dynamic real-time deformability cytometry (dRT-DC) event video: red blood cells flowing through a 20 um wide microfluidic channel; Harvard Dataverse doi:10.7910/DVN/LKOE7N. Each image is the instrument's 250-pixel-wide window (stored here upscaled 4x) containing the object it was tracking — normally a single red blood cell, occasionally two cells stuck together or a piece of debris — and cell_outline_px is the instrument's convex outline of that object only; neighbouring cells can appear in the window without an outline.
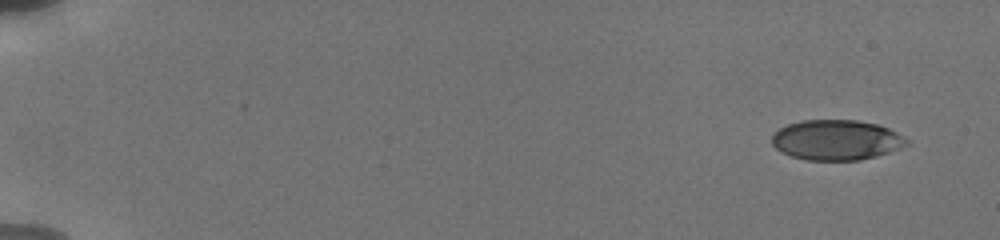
{"species": "human", "species_latin": "Homo sapiens", "temperature_condition": "cold", "stored_images_in_passage": 12, "camera_frame_rate_fps": 3000, "um_per_image_px": 0.085, "donor": {"sex": "male"}, "frame": {"image": 1, "passage_image": 1, "time_ms": 0.0, "image_size_px": [1000, 240], "cell_outline_px": [[912, 144], [876, 156], [860, 160], [808, 160], [792, 156], [776, 148], [772, 144], [772, 136], [780, 128], [788, 124], [800, 120], [856, 120], [876, 124], [888, 128], [904, 136]], "centroid_in_image_um": [71.12, 11.89], "position_along_channel_um": 13.9, "area_um2": 31.5}}
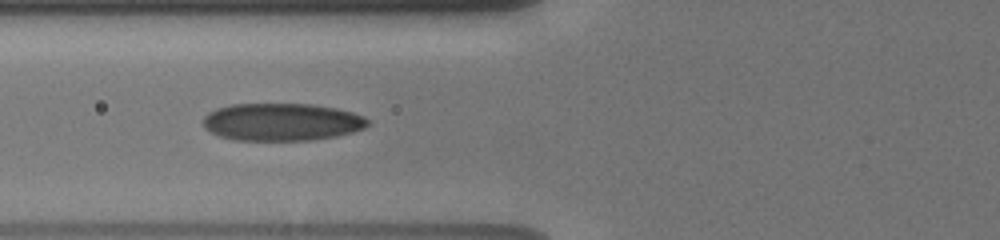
{"frame": {"image": 2, "passage_image": 10, "time_ms": 6.667, "image_size_px": [1000, 240], "cell_outline_px": [[368, 124], [364, 128], [352, 132], [336, 136], [312, 140], [232, 140], [220, 136], [204, 128], [204, 116], [208, 112], [216, 108], [232, 104], [312, 104], [336, 108], [352, 112], [364, 116], [368, 120]], "centroid_in_image_um": [23.94, 10.36], "position_along_channel_um": 101.9, "area_um2": 36.07}}
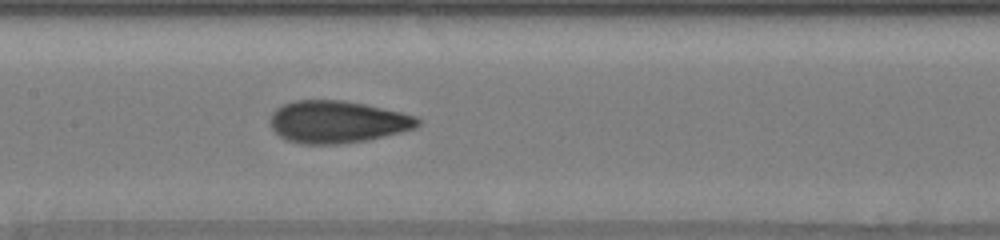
{"frame": {"image": 3, "passage_image": 12, "time_ms": 8.667, "image_size_px": [1000, 240], "cell_outline_px": [[420, 124], [416, 128], [368, 140], [340, 144], [300, 144], [288, 140], [280, 136], [272, 128], [268, 120], [272, 112], [276, 108], [284, 104], [296, 100], [340, 100], [364, 104], [400, 112], [416, 116], [420, 120]], "centroid_in_image_um": [28.65, 10.36], "position_along_channel_um": 178.8, "area_um2": 36.3}}